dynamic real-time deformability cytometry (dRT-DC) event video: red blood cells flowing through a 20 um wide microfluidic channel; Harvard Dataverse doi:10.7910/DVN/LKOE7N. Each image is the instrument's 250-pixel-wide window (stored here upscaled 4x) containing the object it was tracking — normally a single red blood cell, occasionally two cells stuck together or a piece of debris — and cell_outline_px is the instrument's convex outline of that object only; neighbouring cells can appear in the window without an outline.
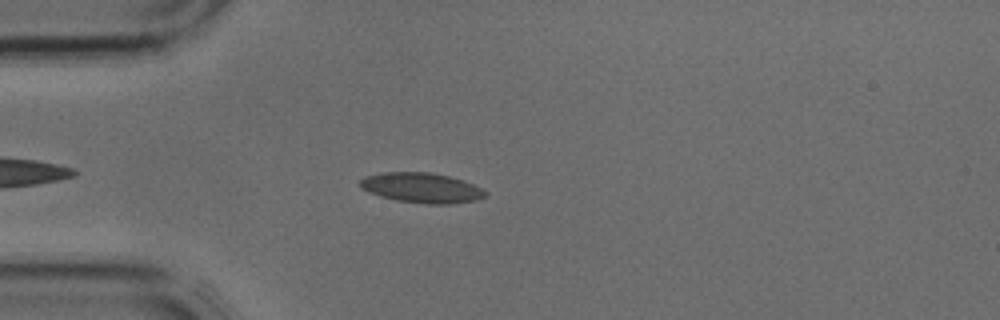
{"species": "common noctule bat (a hibernating species)", "species_latin": "Nyctalus noctula", "temperature_condition": "cold", "stored_images_in_passage": 31, "camera_frame_rate_fps": 3000, "um_per_image_px": 0.085, "animal": {"sex": "male", "body_mass_g": 17.9, "forearm_length_mm": 54.2}, "frame": {"image": 1, "passage_image": 5, "time_ms": 1.333, "image_size_px": [1000, 320], "cell_outline_px": [[488, 196], [476, 200], [448, 204], [428, 204], [396, 200], [380, 196], [360, 188], [360, 180], [364, 176], [380, 172], [428, 172], [448, 176], [472, 184], [488, 192]], "centroid_in_image_um": [35.82, 15.96], "position_along_channel_um": 49.2, "area_um2": 21.85}}
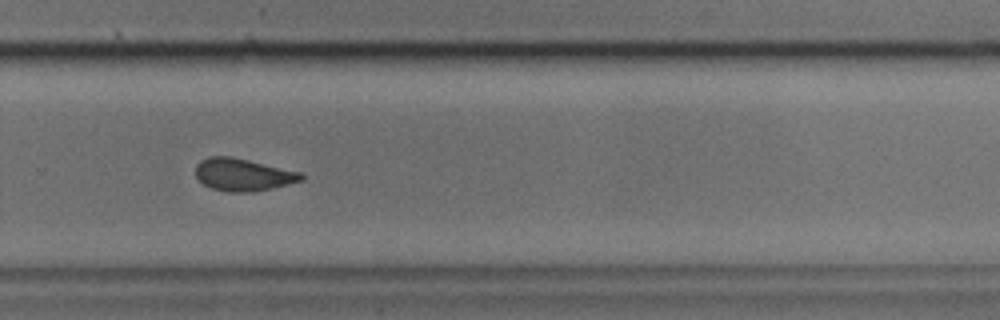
{"frame": {"image": 2, "passage_image": 22, "time_ms": 7.0, "image_size_px": [1000, 320], "cell_outline_px": [[304, 180], [272, 188], [252, 192], [228, 192], [212, 188], [204, 184], [196, 176], [196, 164], [200, 160], [208, 156], [232, 156], [300, 172], [304, 176]], "centroid_in_image_um": [20.64, 14.84], "position_along_channel_um": 309.2, "area_um2": 19.94}}